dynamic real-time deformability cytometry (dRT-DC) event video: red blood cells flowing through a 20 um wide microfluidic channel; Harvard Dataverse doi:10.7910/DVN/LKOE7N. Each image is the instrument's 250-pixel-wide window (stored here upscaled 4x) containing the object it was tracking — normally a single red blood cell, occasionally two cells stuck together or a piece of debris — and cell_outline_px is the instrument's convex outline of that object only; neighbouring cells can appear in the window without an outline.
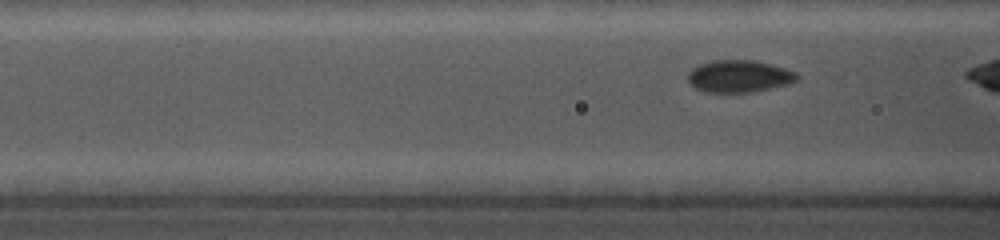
{"species": "common noctule bat (a hibernating species)", "species_latin": "Nyctalus noctula", "temperature_condition": "cold", "stored_images_in_passage": 28, "camera_frame_rate_fps": 5000, "um_per_image_px": 0.085, "animal": {"sex": "female", "body_mass_g": 19.0, "forearm_length_mm": 56.7}, "frame": {"image": 1, "passage_image": 4, "time_ms": 1.0, "image_size_px": [1000, 240], "cell_outline_px": [[800, 76], [796, 80], [788, 84], [752, 92], [704, 92], [692, 88], [688, 80], [688, 72], [692, 68], [700, 64], [712, 60], [752, 60], [784, 68], [796, 72]], "centroid_in_image_um": [62.77, 6.49], "position_along_channel_um": 103.8, "area_um2": 20.46}}
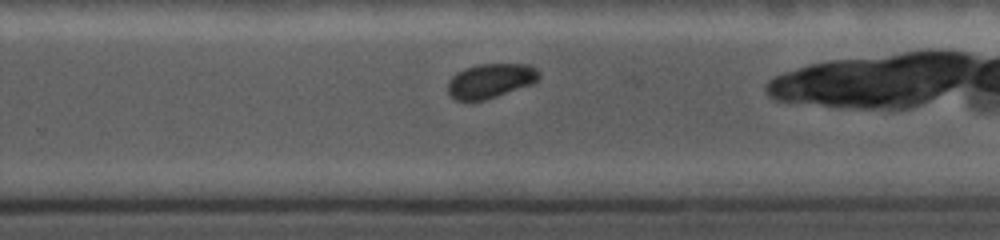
{"frame": {"image": 2, "passage_image": 20, "time_ms": 6.0, "image_size_px": [1000, 240], "cell_outline_px": [[540, 80], [532, 84], [484, 100], [456, 100], [448, 96], [448, 80], [456, 72], [464, 68], [480, 64], [528, 64], [536, 68], [540, 72]], "centroid_in_image_um": [41.69, 6.86], "position_along_channel_um": 288.1, "area_um2": 18.44}}
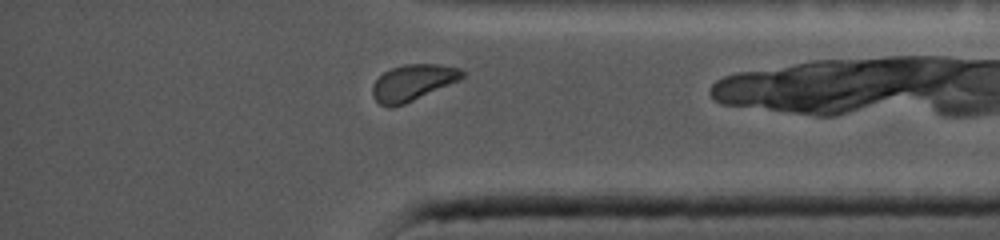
{"frame": {"image": 3, "passage_image": 25, "time_ms": 9.0, "image_size_px": [1000, 240], "cell_outline_px": [[464, 76], [460, 80], [404, 104], [392, 108], [388, 108], [380, 104], [372, 96], [372, 84], [384, 72], [392, 68], [404, 64], [440, 64], [460, 68], [464, 72]], "centroid_in_image_um": [35.08, 7.02], "position_along_channel_um": 400.1, "area_um2": 18.96}}